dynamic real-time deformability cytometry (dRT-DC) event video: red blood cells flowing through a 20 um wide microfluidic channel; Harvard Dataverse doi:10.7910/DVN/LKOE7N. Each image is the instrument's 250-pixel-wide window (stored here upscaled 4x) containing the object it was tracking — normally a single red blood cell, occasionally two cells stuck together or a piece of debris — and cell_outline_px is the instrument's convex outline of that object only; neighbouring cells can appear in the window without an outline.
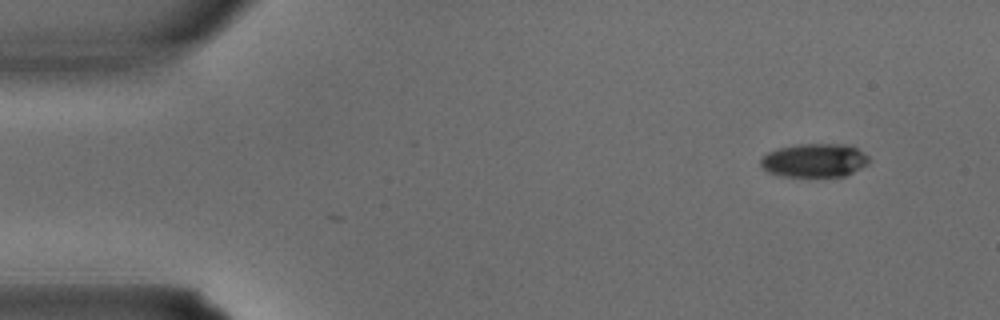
{"species": "common noctule bat (a hibernating species)", "species_latin": "Nyctalus noctula", "temperature_condition": "warm", "stored_images_in_passage": 2, "camera_frame_rate_fps": 3000, "um_per_image_px": 0.085, "animal": {"sex": "male", "body_mass_g": 15.6}, "frame": {"image": 1, "passage_image": 1, "time_ms": 0.0, "image_size_px": [1000, 320], "cell_outline_px": [[868, 164], [844, 176], [784, 176], [768, 172], [760, 164], [760, 160], [768, 152], [776, 148], [796, 144], [844, 144], [856, 148], [868, 156]], "centroid_in_image_um": [69.2, 13.62], "position_along_channel_um": 15.8, "area_um2": 21.04}}